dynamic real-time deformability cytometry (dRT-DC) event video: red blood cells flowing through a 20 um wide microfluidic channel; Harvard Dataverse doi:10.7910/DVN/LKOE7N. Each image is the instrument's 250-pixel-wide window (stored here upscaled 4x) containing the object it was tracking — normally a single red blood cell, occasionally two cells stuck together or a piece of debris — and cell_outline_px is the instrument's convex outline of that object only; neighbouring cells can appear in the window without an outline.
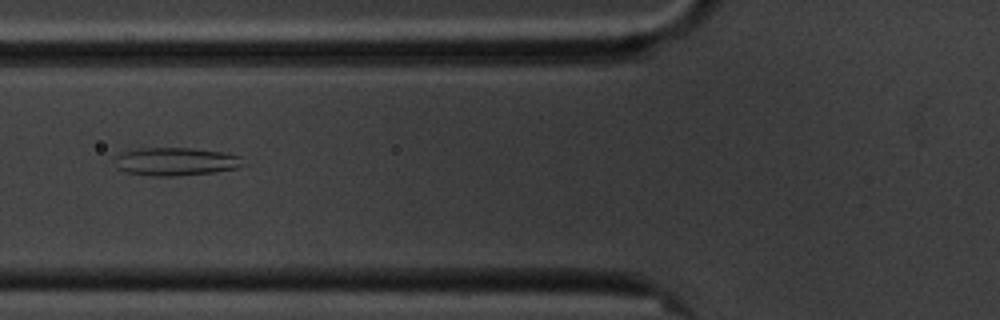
{"species": "common noctule bat (a hibernating species)", "species_latin": "Nyctalus noctula", "temperature_condition": "cold", "stored_images_in_passage": 2, "camera_frame_rate_fps": 3000, "um_per_image_px": 0.085, "animal": {"sex": "male", "body_mass_g": 20.1, "forearm_length_mm": 53.5}, "frame": {"image": 1, "passage_image": 2, "time_ms": 1.333, "image_size_px": [1000, 320], "cell_outline_px": [[244, 164], [236, 168], [212, 172], [176, 176], [152, 176], [124, 172], [116, 168], [116, 156], [124, 152], [136, 148], [192, 148], [220, 152], [240, 156]], "centroid_in_image_um": [14.89, 13.73], "position_along_channel_um": 110.9, "area_um2": 20.87}}